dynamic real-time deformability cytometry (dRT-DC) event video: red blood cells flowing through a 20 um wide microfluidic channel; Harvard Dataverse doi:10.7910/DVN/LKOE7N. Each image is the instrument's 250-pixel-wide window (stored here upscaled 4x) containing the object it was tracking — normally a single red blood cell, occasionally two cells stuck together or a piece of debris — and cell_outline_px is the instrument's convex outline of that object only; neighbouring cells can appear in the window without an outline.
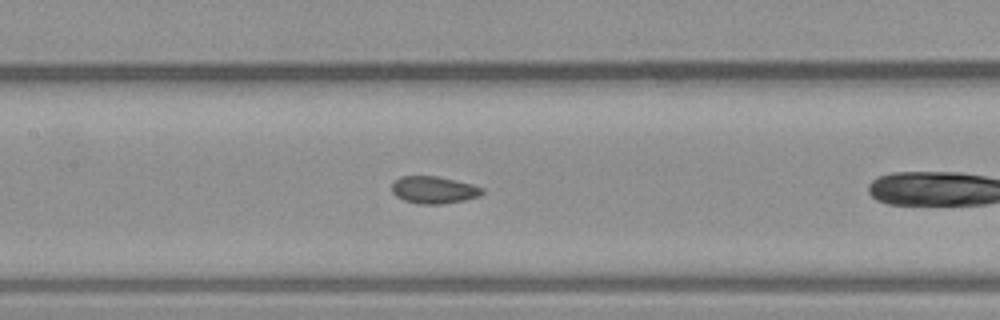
{"species": "common noctule bat (a hibernating species)", "species_latin": "Nyctalus noctula", "temperature_condition": "warm", "stored_images_in_passage": 15, "camera_frame_rate_fps": 3000, "um_per_image_px": 0.085, "animal": {"sex": "male", "body_mass_g": 23.1, "forearm_length_mm": 52.7}, "frame": {"image": 1, "passage_image": 9, "time_ms": 2.667, "image_size_px": [1000, 320], "cell_outline_px": [[484, 192], [480, 196], [464, 200], [440, 204], [416, 204], [404, 200], [396, 196], [392, 192], [392, 184], [400, 176], [436, 176], [456, 180], [472, 184], [484, 188]], "centroid_in_image_um": [36.88, 16.14], "position_along_channel_um": 170.5, "area_um2": 14.39}}
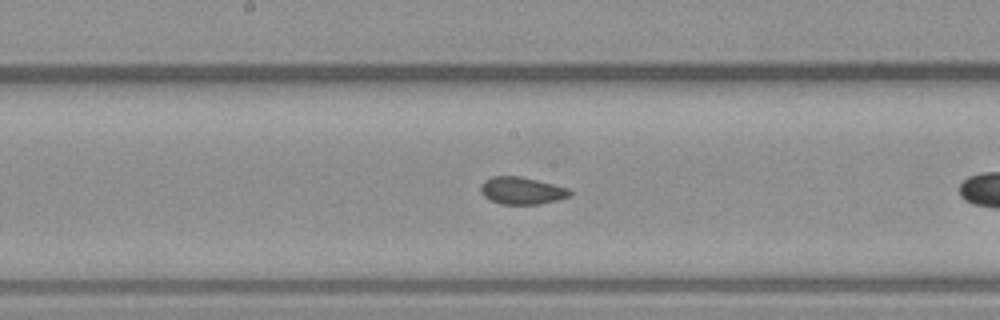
{"frame": {"image": 2, "passage_image": 11, "time_ms": 3.333, "image_size_px": [1000, 320], "cell_outline_px": [[572, 196], [560, 200], [540, 204], [500, 204], [484, 196], [480, 192], [480, 184], [484, 180], [492, 176], [520, 176], [568, 188], [572, 192]], "centroid_in_image_um": [44.36, 16.21], "position_along_channel_um": 203.8, "area_um2": 14.28}}